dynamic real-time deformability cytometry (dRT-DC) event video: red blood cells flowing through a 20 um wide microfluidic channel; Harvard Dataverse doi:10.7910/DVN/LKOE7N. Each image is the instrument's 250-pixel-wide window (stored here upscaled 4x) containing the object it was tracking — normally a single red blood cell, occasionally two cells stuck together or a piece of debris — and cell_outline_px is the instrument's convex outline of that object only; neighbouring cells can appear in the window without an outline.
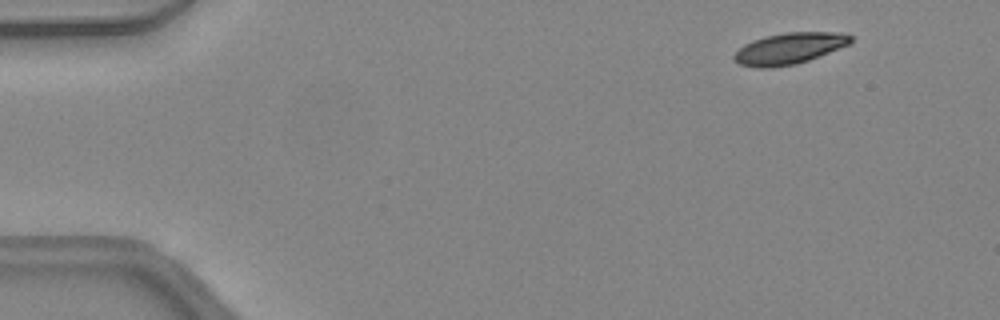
{"species": "common noctule bat (a hibernating species)", "species_latin": "Nyctalus noctula", "temperature_condition": "warm", "stored_images_in_passage": 47, "camera_frame_rate_fps": 3000, "um_per_image_px": 0.085, "animal": {"sex": "female", "body_mass_g": 24.6, "forearm_length_mm": 56.2}, "frame": {"image": 1, "passage_image": 5, "time_ms": 1.333, "image_size_px": [1000, 320], "cell_outline_px": [[852, 40], [848, 44], [808, 60], [796, 64], [772, 68], [756, 68], [740, 64], [732, 56], [744, 44], [752, 40], [764, 36], [784, 32], [840, 32], [852, 36]], "centroid_in_image_um": [67.05, 4.11], "position_along_channel_um": 18.0, "area_um2": 21.15}}
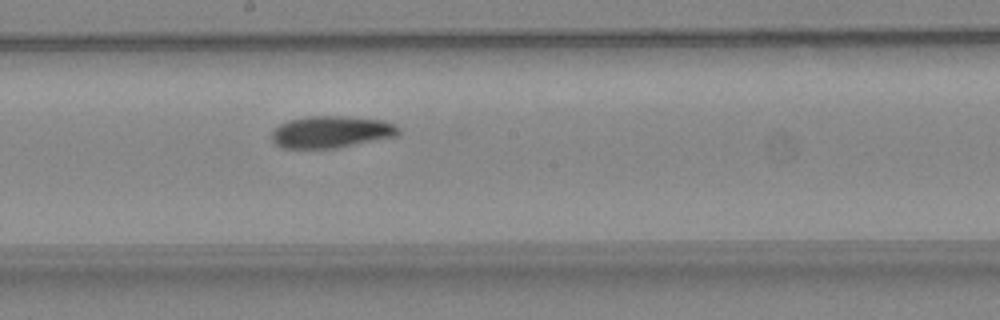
{"frame": {"image": 2, "passage_image": 26, "time_ms": 8.333, "image_size_px": [1000, 320], "cell_outline_px": [[400, 132], [396, 136], [332, 148], [280, 148], [272, 140], [272, 132], [280, 124], [288, 120], [308, 116], [344, 116], [384, 120], [396, 124], [400, 128]], "centroid_in_image_um": [28.15, 11.2], "position_along_channel_um": 220.0, "area_um2": 23.47}}
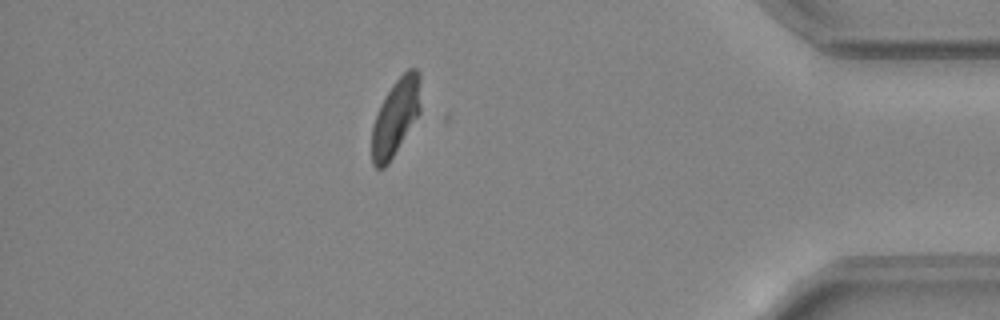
{"frame": {"image": 3, "passage_image": 41, "time_ms": 13.333, "image_size_px": [1000, 320], "cell_outline_px": [[420, 112], [388, 164], [384, 168], [376, 168], [372, 164], [372, 124], [380, 104], [392, 84], [408, 68], [416, 68], [420, 72]], "centroid_in_image_um": [33.62, 9.93], "position_along_channel_um": 401.6, "area_um2": 21.73}, "authors_computed_cell_mechanics": {"area_um2": 22.831, "velocity_mm_per_s": 4.4379, "shape_relaxation_time_tau1_ms": null, "shape_relaxation_time_tau2_ms": 3.7465, "deformation_change_tau1": null, "deformation_change_tau2": 0.1029}}